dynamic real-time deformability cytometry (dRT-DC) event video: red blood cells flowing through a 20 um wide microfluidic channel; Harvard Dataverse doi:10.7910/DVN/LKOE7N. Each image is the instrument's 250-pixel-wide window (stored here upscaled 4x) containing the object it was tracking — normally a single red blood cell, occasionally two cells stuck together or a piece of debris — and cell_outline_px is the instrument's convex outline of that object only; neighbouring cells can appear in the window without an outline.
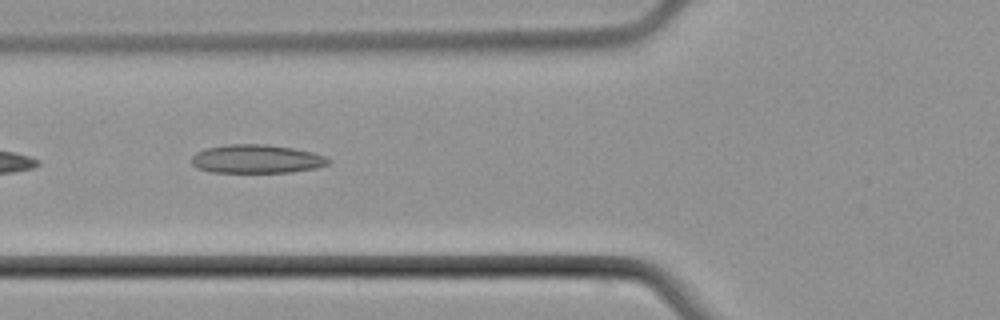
{"species": "common noctule bat (a hibernating species)", "species_latin": "Nyctalus noctula", "temperature_condition": "cold", "stored_images_in_passage": 3, "camera_frame_rate_fps": 3000, "um_per_image_px": 0.085, "animal": {"sex": "male", "body_mass_g": 21.5, "forearm_length_mm": 52.0}, "frame": {"image": 1, "passage_image": 2, "time_ms": 1.0, "image_size_px": [1000, 320], "cell_outline_px": [[332, 160], [328, 164], [316, 168], [292, 172], [212, 172], [196, 168], [192, 164], [192, 156], [196, 152], [208, 148], [228, 144], [264, 144], [292, 148], [312, 152], [324, 156]], "centroid_in_image_um": [21.81, 13.51], "position_along_channel_um": 104.0, "area_um2": 22.72}}
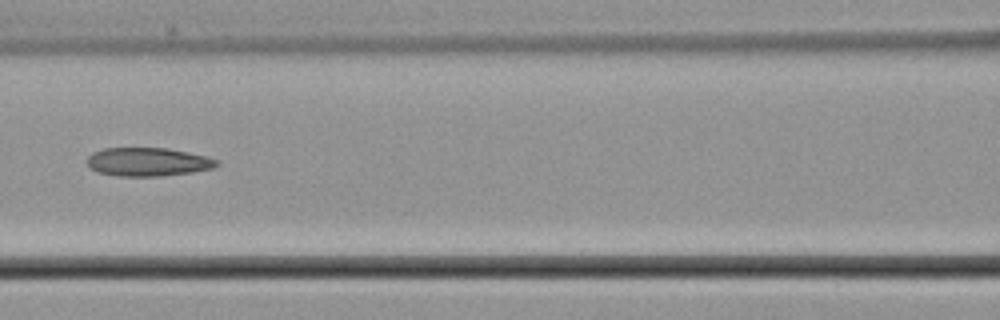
{"frame": {"image": 2, "passage_image": 3, "time_ms": 2.333, "image_size_px": [1000, 320], "cell_outline_px": [[220, 164], [212, 168], [192, 172], [160, 176], [120, 176], [100, 172], [92, 168], [88, 164], [88, 156], [92, 152], [104, 148], [168, 148], [188, 152], [204, 156], [216, 160]], "centroid_in_image_um": [12.57, 13.75], "position_along_channel_um": 154.0, "area_um2": 21.27}}